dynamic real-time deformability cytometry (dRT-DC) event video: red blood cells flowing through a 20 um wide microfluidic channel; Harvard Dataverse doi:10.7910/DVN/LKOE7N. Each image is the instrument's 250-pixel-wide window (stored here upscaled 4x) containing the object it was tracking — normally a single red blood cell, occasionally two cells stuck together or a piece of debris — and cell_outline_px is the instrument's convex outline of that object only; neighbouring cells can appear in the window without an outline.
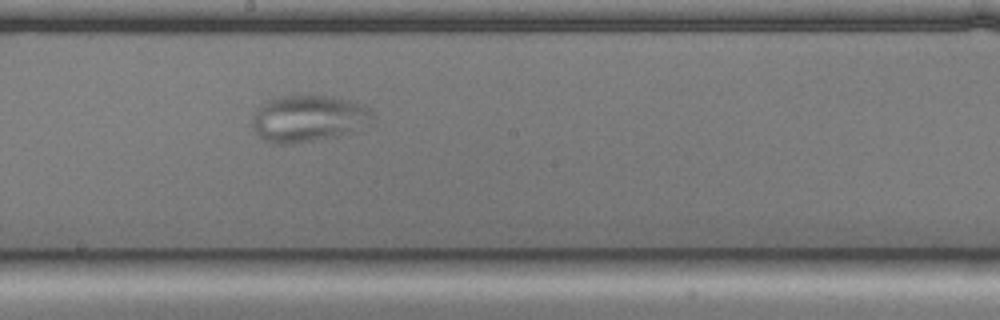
{"species": "common noctule bat (a hibernating species)", "species_latin": "Nyctalus noctula", "temperature_condition": "cold", "stored_images_in_passage": 51, "camera_frame_rate_fps": 3000, "um_per_image_px": 0.085, "animal": {"sex": "male", "body_mass_g": 17.9, "forearm_length_mm": 54.2}, "frame": {"image": 1, "passage_image": 24, "time_ms": 7.667, "image_size_px": [1000, 320], "cell_outline_px": [[372, 120], [368, 124], [344, 136], [296, 144], [272, 144], [264, 140], [252, 128], [252, 120], [256, 108], [260, 104], [272, 96], [332, 96], [352, 100], [364, 104], [372, 112]], "centroid_in_image_um": [26.2, 10.08], "position_along_channel_um": 222.0, "area_um2": 33.52}}
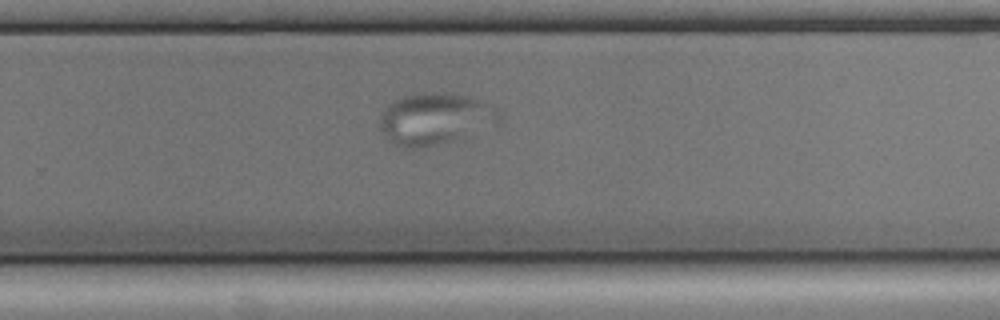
{"frame": {"image": 2, "passage_image": 30, "time_ms": 9.667, "image_size_px": [1000, 320], "cell_outline_px": [[500, 120], [460, 136], [448, 140], [416, 148], [408, 148], [392, 144], [380, 132], [380, 116], [384, 108], [392, 100], [400, 96], [424, 92], [448, 92], [464, 96], [488, 104], [500, 112]], "centroid_in_image_um": [36.83, 10.05], "position_along_channel_um": 293.0, "area_um2": 34.91}}